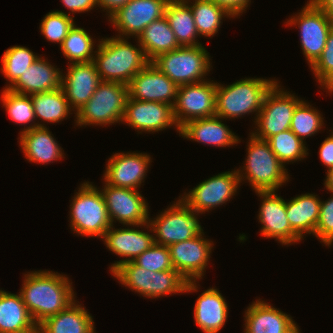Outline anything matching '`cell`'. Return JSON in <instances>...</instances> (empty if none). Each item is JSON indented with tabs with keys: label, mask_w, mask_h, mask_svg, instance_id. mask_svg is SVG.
<instances>
[{
	"label": "cell",
	"mask_w": 333,
	"mask_h": 333,
	"mask_svg": "<svg viewBox=\"0 0 333 333\" xmlns=\"http://www.w3.org/2000/svg\"><path fill=\"white\" fill-rule=\"evenodd\" d=\"M73 289L68 277L49 270H38L24 275L19 293L33 321L38 325L76 301Z\"/></svg>",
	"instance_id": "cell-1"
},
{
	"label": "cell",
	"mask_w": 333,
	"mask_h": 333,
	"mask_svg": "<svg viewBox=\"0 0 333 333\" xmlns=\"http://www.w3.org/2000/svg\"><path fill=\"white\" fill-rule=\"evenodd\" d=\"M94 56V64L101 81L118 82L128 85L132 78L150 61L143 48H138L126 38L111 37L99 40Z\"/></svg>",
	"instance_id": "cell-2"
},
{
	"label": "cell",
	"mask_w": 333,
	"mask_h": 333,
	"mask_svg": "<svg viewBox=\"0 0 333 333\" xmlns=\"http://www.w3.org/2000/svg\"><path fill=\"white\" fill-rule=\"evenodd\" d=\"M112 275L131 291L153 299L198 290L197 281H187L175 269L152 272L136 265L133 261L119 265Z\"/></svg>",
	"instance_id": "cell-3"
},
{
	"label": "cell",
	"mask_w": 333,
	"mask_h": 333,
	"mask_svg": "<svg viewBox=\"0 0 333 333\" xmlns=\"http://www.w3.org/2000/svg\"><path fill=\"white\" fill-rule=\"evenodd\" d=\"M247 144L245 166L241 168L243 170L237 169L240 182L247 180L255 192H277L290 179L287 169L267 140L256 138L250 133Z\"/></svg>",
	"instance_id": "cell-4"
},
{
	"label": "cell",
	"mask_w": 333,
	"mask_h": 333,
	"mask_svg": "<svg viewBox=\"0 0 333 333\" xmlns=\"http://www.w3.org/2000/svg\"><path fill=\"white\" fill-rule=\"evenodd\" d=\"M277 81L270 78H244L227 86L217 82L215 115L230 120L255 112L256 121L266 94Z\"/></svg>",
	"instance_id": "cell-5"
},
{
	"label": "cell",
	"mask_w": 333,
	"mask_h": 333,
	"mask_svg": "<svg viewBox=\"0 0 333 333\" xmlns=\"http://www.w3.org/2000/svg\"><path fill=\"white\" fill-rule=\"evenodd\" d=\"M75 193L70 204V227L74 233L103 238L112 226L101 190L85 181Z\"/></svg>",
	"instance_id": "cell-6"
},
{
	"label": "cell",
	"mask_w": 333,
	"mask_h": 333,
	"mask_svg": "<svg viewBox=\"0 0 333 333\" xmlns=\"http://www.w3.org/2000/svg\"><path fill=\"white\" fill-rule=\"evenodd\" d=\"M128 97V85L101 81L89 101L77 111L74 121L81 127L122 123Z\"/></svg>",
	"instance_id": "cell-7"
},
{
	"label": "cell",
	"mask_w": 333,
	"mask_h": 333,
	"mask_svg": "<svg viewBox=\"0 0 333 333\" xmlns=\"http://www.w3.org/2000/svg\"><path fill=\"white\" fill-rule=\"evenodd\" d=\"M210 54L202 45L180 46L159 54L151 62L178 86L205 81L210 72Z\"/></svg>",
	"instance_id": "cell-8"
},
{
	"label": "cell",
	"mask_w": 333,
	"mask_h": 333,
	"mask_svg": "<svg viewBox=\"0 0 333 333\" xmlns=\"http://www.w3.org/2000/svg\"><path fill=\"white\" fill-rule=\"evenodd\" d=\"M198 214L179 198L156 218H149L145 228L155 233L153 235L156 244L170 246L204 233L196 216Z\"/></svg>",
	"instance_id": "cell-9"
},
{
	"label": "cell",
	"mask_w": 333,
	"mask_h": 333,
	"mask_svg": "<svg viewBox=\"0 0 333 333\" xmlns=\"http://www.w3.org/2000/svg\"><path fill=\"white\" fill-rule=\"evenodd\" d=\"M280 87L277 82L264 98L262 108L254 121L257 130L251 132L256 138L268 140L273 135L290 129L294 110L302 99Z\"/></svg>",
	"instance_id": "cell-10"
},
{
	"label": "cell",
	"mask_w": 333,
	"mask_h": 333,
	"mask_svg": "<svg viewBox=\"0 0 333 333\" xmlns=\"http://www.w3.org/2000/svg\"><path fill=\"white\" fill-rule=\"evenodd\" d=\"M291 17L286 24L298 26L300 42L309 66L321 56L329 32L333 28V19L323 12L312 0Z\"/></svg>",
	"instance_id": "cell-11"
},
{
	"label": "cell",
	"mask_w": 333,
	"mask_h": 333,
	"mask_svg": "<svg viewBox=\"0 0 333 333\" xmlns=\"http://www.w3.org/2000/svg\"><path fill=\"white\" fill-rule=\"evenodd\" d=\"M216 90L217 82L208 79L178 87L173 108L179 128L188 121L215 116Z\"/></svg>",
	"instance_id": "cell-12"
},
{
	"label": "cell",
	"mask_w": 333,
	"mask_h": 333,
	"mask_svg": "<svg viewBox=\"0 0 333 333\" xmlns=\"http://www.w3.org/2000/svg\"><path fill=\"white\" fill-rule=\"evenodd\" d=\"M104 184V188L100 190L112 225L117 220L123 225L145 227L150 215L148 203L140 192L131 188Z\"/></svg>",
	"instance_id": "cell-13"
},
{
	"label": "cell",
	"mask_w": 333,
	"mask_h": 333,
	"mask_svg": "<svg viewBox=\"0 0 333 333\" xmlns=\"http://www.w3.org/2000/svg\"><path fill=\"white\" fill-rule=\"evenodd\" d=\"M240 183L237 169L222 172L202 181L187 194L185 192L181 199L194 212L202 214L230 201L237 193Z\"/></svg>",
	"instance_id": "cell-14"
},
{
	"label": "cell",
	"mask_w": 333,
	"mask_h": 333,
	"mask_svg": "<svg viewBox=\"0 0 333 333\" xmlns=\"http://www.w3.org/2000/svg\"><path fill=\"white\" fill-rule=\"evenodd\" d=\"M168 2L169 0H130L108 20L117 29L118 37L138 38L148 25L165 16Z\"/></svg>",
	"instance_id": "cell-15"
},
{
	"label": "cell",
	"mask_w": 333,
	"mask_h": 333,
	"mask_svg": "<svg viewBox=\"0 0 333 333\" xmlns=\"http://www.w3.org/2000/svg\"><path fill=\"white\" fill-rule=\"evenodd\" d=\"M123 123H126L135 128L136 130L144 132H158L163 131L167 127L175 126L176 131L179 132L180 128L174 117V108L170 104L153 102V101H139L128 97Z\"/></svg>",
	"instance_id": "cell-16"
},
{
	"label": "cell",
	"mask_w": 333,
	"mask_h": 333,
	"mask_svg": "<svg viewBox=\"0 0 333 333\" xmlns=\"http://www.w3.org/2000/svg\"><path fill=\"white\" fill-rule=\"evenodd\" d=\"M203 235L168 246L174 269L187 281H198L205 275L214 243Z\"/></svg>",
	"instance_id": "cell-17"
},
{
	"label": "cell",
	"mask_w": 333,
	"mask_h": 333,
	"mask_svg": "<svg viewBox=\"0 0 333 333\" xmlns=\"http://www.w3.org/2000/svg\"><path fill=\"white\" fill-rule=\"evenodd\" d=\"M255 193L262 198L258 214V220L262 225L260 235L264 238H275L282 245L301 241L302 238L291 228L287 219L286 201L275 191Z\"/></svg>",
	"instance_id": "cell-18"
},
{
	"label": "cell",
	"mask_w": 333,
	"mask_h": 333,
	"mask_svg": "<svg viewBox=\"0 0 333 333\" xmlns=\"http://www.w3.org/2000/svg\"><path fill=\"white\" fill-rule=\"evenodd\" d=\"M178 87L152 62L140 70L128 84L130 98L139 101L161 102L172 106L176 102Z\"/></svg>",
	"instance_id": "cell-19"
},
{
	"label": "cell",
	"mask_w": 333,
	"mask_h": 333,
	"mask_svg": "<svg viewBox=\"0 0 333 333\" xmlns=\"http://www.w3.org/2000/svg\"><path fill=\"white\" fill-rule=\"evenodd\" d=\"M150 163L151 157L146 153H115L106 164L103 180L114 187L138 190L147 176Z\"/></svg>",
	"instance_id": "cell-20"
},
{
	"label": "cell",
	"mask_w": 333,
	"mask_h": 333,
	"mask_svg": "<svg viewBox=\"0 0 333 333\" xmlns=\"http://www.w3.org/2000/svg\"><path fill=\"white\" fill-rule=\"evenodd\" d=\"M64 75L62 74L61 88L76 114L94 94L101 78L93 61L70 63Z\"/></svg>",
	"instance_id": "cell-21"
},
{
	"label": "cell",
	"mask_w": 333,
	"mask_h": 333,
	"mask_svg": "<svg viewBox=\"0 0 333 333\" xmlns=\"http://www.w3.org/2000/svg\"><path fill=\"white\" fill-rule=\"evenodd\" d=\"M244 333H300L292 317L261 299L245 310Z\"/></svg>",
	"instance_id": "cell-22"
},
{
	"label": "cell",
	"mask_w": 333,
	"mask_h": 333,
	"mask_svg": "<svg viewBox=\"0 0 333 333\" xmlns=\"http://www.w3.org/2000/svg\"><path fill=\"white\" fill-rule=\"evenodd\" d=\"M102 240L106 247L115 255L126 257L111 264V272L119 265L133 261L155 243L154 235L150 234L149 231L144 232V230L141 231L130 227L115 229L114 225L105 232Z\"/></svg>",
	"instance_id": "cell-23"
},
{
	"label": "cell",
	"mask_w": 333,
	"mask_h": 333,
	"mask_svg": "<svg viewBox=\"0 0 333 333\" xmlns=\"http://www.w3.org/2000/svg\"><path fill=\"white\" fill-rule=\"evenodd\" d=\"M59 69L39 56L7 89L24 95L56 90L62 83L63 73Z\"/></svg>",
	"instance_id": "cell-24"
},
{
	"label": "cell",
	"mask_w": 333,
	"mask_h": 333,
	"mask_svg": "<svg viewBox=\"0 0 333 333\" xmlns=\"http://www.w3.org/2000/svg\"><path fill=\"white\" fill-rule=\"evenodd\" d=\"M221 120L223 119L216 115L191 120L180 127L179 134L183 138L217 147H230L241 142Z\"/></svg>",
	"instance_id": "cell-25"
},
{
	"label": "cell",
	"mask_w": 333,
	"mask_h": 333,
	"mask_svg": "<svg viewBox=\"0 0 333 333\" xmlns=\"http://www.w3.org/2000/svg\"><path fill=\"white\" fill-rule=\"evenodd\" d=\"M20 147L29 162L53 163L64 158L63 148L47 127L20 132Z\"/></svg>",
	"instance_id": "cell-26"
},
{
	"label": "cell",
	"mask_w": 333,
	"mask_h": 333,
	"mask_svg": "<svg viewBox=\"0 0 333 333\" xmlns=\"http://www.w3.org/2000/svg\"><path fill=\"white\" fill-rule=\"evenodd\" d=\"M228 317V305L218 289L205 290L194 305V321L204 333H218Z\"/></svg>",
	"instance_id": "cell-27"
},
{
	"label": "cell",
	"mask_w": 333,
	"mask_h": 333,
	"mask_svg": "<svg viewBox=\"0 0 333 333\" xmlns=\"http://www.w3.org/2000/svg\"><path fill=\"white\" fill-rule=\"evenodd\" d=\"M77 302L44 319L37 325V333H96L93 317Z\"/></svg>",
	"instance_id": "cell-28"
},
{
	"label": "cell",
	"mask_w": 333,
	"mask_h": 333,
	"mask_svg": "<svg viewBox=\"0 0 333 333\" xmlns=\"http://www.w3.org/2000/svg\"><path fill=\"white\" fill-rule=\"evenodd\" d=\"M0 333H37L20 293L13 294L0 289Z\"/></svg>",
	"instance_id": "cell-29"
},
{
	"label": "cell",
	"mask_w": 333,
	"mask_h": 333,
	"mask_svg": "<svg viewBox=\"0 0 333 333\" xmlns=\"http://www.w3.org/2000/svg\"><path fill=\"white\" fill-rule=\"evenodd\" d=\"M315 194H301L286 201V215L291 228L303 239L314 236L319 219L321 200Z\"/></svg>",
	"instance_id": "cell-30"
},
{
	"label": "cell",
	"mask_w": 333,
	"mask_h": 333,
	"mask_svg": "<svg viewBox=\"0 0 333 333\" xmlns=\"http://www.w3.org/2000/svg\"><path fill=\"white\" fill-rule=\"evenodd\" d=\"M165 17L180 46L202 45L196 39L199 33L193 19V12L185 0H169Z\"/></svg>",
	"instance_id": "cell-31"
},
{
	"label": "cell",
	"mask_w": 333,
	"mask_h": 333,
	"mask_svg": "<svg viewBox=\"0 0 333 333\" xmlns=\"http://www.w3.org/2000/svg\"><path fill=\"white\" fill-rule=\"evenodd\" d=\"M137 40L150 62L159 54L170 52L180 47L165 16L148 25Z\"/></svg>",
	"instance_id": "cell-32"
},
{
	"label": "cell",
	"mask_w": 333,
	"mask_h": 333,
	"mask_svg": "<svg viewBox=\"0 0 333 333\" xmlns=\"http://www.w3.org/2000/svg\"><path fill=\"white\" fill-rule=\"evenodd\" d=\"M35 118L43 122L58 123L67 119L71 111L70 106L62 88L49 92L35 93L30 95Z\"/></svg>",
	"instance_id": "cell-33"
},
{
	"label": "cell",
	"mask_w": 333,
	"mask_h": 333,
	"mask_svg": "<svg viewBox=\"0 0 333 333\" xmlns=\"http://www.w3.org/2000/svg\"><path fill=\"white\" fill-rule=\"evenodd\" d=\"M185 1L190 4L199 36L212 38L220 29L223 23L222 18L234 17L225 8L211 0H193L194 3L190 0Z\"/></svg>",
	"instance_id": "cell-34"
},
{
	"label": "cell",
	"mask_w": 333,
	"mask_h": 333,
	"mask_svg": "<svg viewBox=\"0 0 333 333\" xmlns=\"http://www.w3.org/2000/svg\"><path fill=\"white\" fill-rule=\"evenodd\" d=\"M1 93L3 107H5L7 114L14 123L16 122L17 124L27 125V123L33 122L21 132H25L36 127H46L44 123L41 124L40 122L36 123L34 121L36 118L30 95L15 93L7 88H4Z\"/></svg>",
	"instance_id": "cell-35"
},
{
	"label": "cell",
	"mask_w": 333,
	"mask_h": 333,
	"mask_svg": "<svg viewBox=\"0 0 333 333\" xmlns=\"http://www.w3.org/2000/svg\"><path fill=\"white\" fill-rule=\"evenodd\" d=\"M94 42L84 28L74 24L60 48L64 57L70 60L71 63L91 62L94 60L96 53V51H93Z\"/></svg>",
	"instance_id": "cell-36"
},
{
	"label": "cell",
	"mask_w": 333,
	"mask_h": 333,
	"mask_svg": "<svg viewBox=\"0 0 333 333\" xmlns=\"http://www.w3.org/2000/svg\"><path fill=\"white\" fill-rule=\"evenodd\" d=\"M267 141L284 166L285 163L301 161L309 154L305 142L299 139L290 129L273 135Z\"/></svg>",
	"instance_id": "cell-37"
},
{
	"label": "cell",
	"mask_w": 333,
	"mask_h": 333,
	"mask_svg": "<svg viewBox=\"0 0 333 333\" xmlns=\"http://www.w3.org/2000/svg\"><path fill=\"white\" fill-rule=\"evenodd\" d=\"M323 119L322 114L315 107L302 100L294 110L290 130L305 142V138L311 137L322 129Z\"/></svg>",
	"instance_id": "cell-38"
},
{
	"label": "cell",
	"mask_w": 333,
	"mask_h": 333,
	"mask_svg": "<svg viewBox=\"0 0 333 333\" xmlns=\"http://www.w3.org/2000/svg\"><path fill=\"white\" fill-rule=\"evenodd\" d=\"M38 57L27 47L15 45L8 48L2 56L0 68L5 79L9 81V86L6 85L5 88L10 87Z\"/></svg>",
	"instance_id": "cell-39"
},
{
	"label": "cell",
	"mask_w": 333,
	"mask_h": 333,
	"mask_svg": "<svg viewBox=\"0 0 333 333\" xmlns=\"http://www.w3.org/2000/svg\"><path fill=\"white\" fill-rule=\"evenodd\" d=\"M70 14V12L56 10L44 16L40 24V31L48 41L59 43V46H61L69 30L75 24L74 17Z\"/></svg>",
	"instance_id": "cell-40"
},
{
	"label": "cell",
	"mask_w": 333,
	"mask_h": 333,
	"mask_svg": "<svg viewBox=\"0 0 333 333\" xmlns=\"http://www.w3.org/2000/svg\"><path fill=\"white\" fill-rule=\"evenodd\" d=\"M318 83L326 92L333 93V28L329 32L321 56L310 67Z\"/></svg>",
	"instance_id": "cell-41"
},
{
	"label": "cell",
	"mask_w": 333,
	"mask_h": 333,
	"mask_svg": "<svg viewBox=\"0 0 333 333\" xmlns=\"http://www.w3.org/2000/svg\"><path fill=\"white\" fill-rule=\"evenodd\" d=\"M133 262L145 270L152 272L174 269L168 246L156 243L137 256Z\"/></svg>",
	"instance_id": "cell-42"
},
{
	"label": "cell",
	"mask_w": 333,
	"mask_h": 333,
	"mask_svg": "<svg viewBox=\"0 0 333 333\" xmlns=\"http://www.w3.org/2000/svg\"><path fill=\"white\" fill-rule=\"evenodd\" d=\"M314 236L326 246L330 247L333 243V195L320 203L319 219Z\"/></svg>",
	"instance_id": "cell-43"
},
{
	"label": "cell",
	"mask_w": 333,
	"mask_h": 333,
	"mask_svg": "<svg viewBox=\"0 0 333 333\" xmlns=\"http://www.w3.org/2000/svg\"><path fill=\"white\" fill-rule=\"evenodd\" d=\"M211 1L225 8L231 15L234 16V18L240 16V14L245 12L247 7L251 3V0H211Z\"/></svg>",
	"instance_id": "cell-44"
},
{
	"label": "cell",
	"mask_w": 333,
	"mask_h": 333,
	"mask_svg": "<svg viewBox=\"0 0 333 333\" xmlns=\"http://www.w3.org/2000/svg\"><path fill=\"white\" fill-rule=\"evenodd\" d=\"M319 158L328 170L333 168V130L331 135L321 143Z\"/></svg>",
	"instance_id": "cell-45"
},
{
	"label": "cell",
	"mask_w": 333,
	"mask_h": 333,
	"mask_svg": "<svg viewBox=\"0 0 333 333\" xmlns=\"http://www.w3.org/2000/svg\"><path fill=\"white\" fill-rule=\"evenodd\" d=\"M63 5L72 13L88 12L94 7L97 8L96 0H61Z\"/></svg>",
	"instance_id": "cell-46"
},
{
	"label": "cell",
	"mask_w": 333,
	"mask_h": 333,
	"mask_svg": "<svg viewBox=\"0 0 333 333\" xmlns=\"http://www.w3.org/2000/svg\"><path fill=\"white\" fill-rule=\"evenodd\" d=\"M97 6L101 9H104L108 18L114 14L118 9L126 5L130 0H96Z\"/></svg>",
	"instance_id": "cell-47"
},
{
	"label": "cell",
	"mask_w": 333,
	"mask_h": 333,
	"mask_svg": "<svg viewBox=\"0 0 333 333\" xmlns=\"http://www.w3.org/2000/svg\"><path fill=\"white\" fill-rule=\"evenodd\" d=\"M323 12L333 19V0H312Z\"/></svg>",
	"instance_id": "cell-48"
},
{
	"label": "cell",
	"mask_w": 333,
	"mask_h": 333,
	"mask_svg": "<svg viewBox=\"0 0 333 333\" xmlns=\"http://www.w3.org/2000/svg\"><path fill=\"white\" fill-rule=\"evenodd\" d=\"M324 186L329 192L333 193V168L327 170Z\"/></svg>",
	"instance_id": "cell-49"
}]
</instances>
